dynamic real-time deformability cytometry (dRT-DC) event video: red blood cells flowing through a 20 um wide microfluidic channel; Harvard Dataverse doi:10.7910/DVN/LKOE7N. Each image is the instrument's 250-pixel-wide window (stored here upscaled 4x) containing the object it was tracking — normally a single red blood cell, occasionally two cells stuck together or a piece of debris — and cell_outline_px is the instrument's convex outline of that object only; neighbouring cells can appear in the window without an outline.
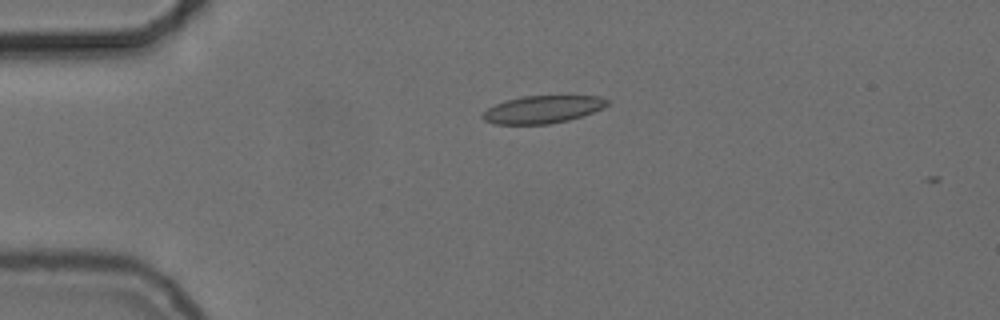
{"species": "common noctule bat (a hibernating species)", "species_latin": "Nyctalus noctula", "temperature_condition": "cold", "stored_images_in_passage": 6, "camera_frame_rate_fps": 3000, "um_per_image_px": 0.085, "animal": {"sex": "female", "body_mass_g": 24.6, "forearm_length_mm": 56.2}, "frame": {"image": 1, "passage_image": 2, "time_ms": 0.333, "image_size_px": [1000, 320], "cell_outline_px": [[608, 104], [592, 112], [568, 120], [548, 124], [496, 124], [484, 120], [480, 116], [488, 108], [496, 104], [508, 100], [524, 96], [600, 96], [608, 100]], "centroid_in_image_um": [46.09, 9.3], "position_along_channel_um": 38.9, "area_um2": 19.65}}